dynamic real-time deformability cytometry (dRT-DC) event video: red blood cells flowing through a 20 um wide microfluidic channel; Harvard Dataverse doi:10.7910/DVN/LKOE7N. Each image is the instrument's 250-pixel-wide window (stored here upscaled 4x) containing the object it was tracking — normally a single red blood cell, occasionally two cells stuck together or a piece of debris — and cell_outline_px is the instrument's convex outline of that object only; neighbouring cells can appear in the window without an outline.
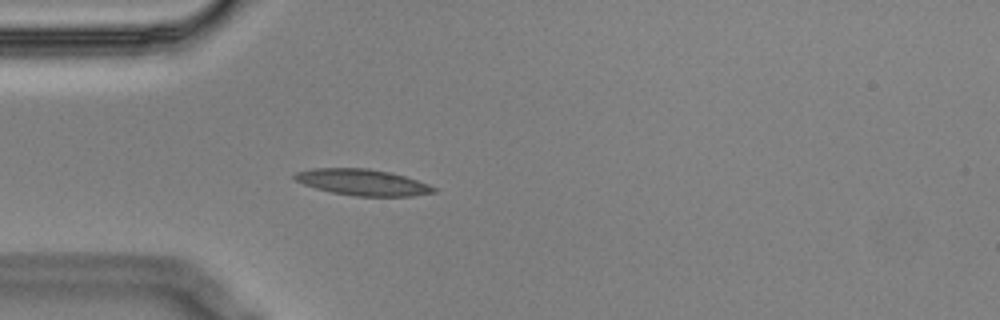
{"species": "Egyptian fruit bat (a non-hibernating species)", "species_latin": "Rousettus aegyptiacus", "temperature_condition": "cold", "stored_images_in_passage": 4, "camera_frame_rate_fps": 3000, "um_per_image_px": 0.085, "animal": {"sex": "male"}, "frame": {"image": 1, "passage_image": 4, "time_ms": 1.0, "image_size_px": [1000, 320], "cell_outline_px": [[436, 192], [412, 196], [352, 196], [332, 192], [316, 188], [304, 184], [296, 180], [292, 176], [296, 172], [312, 168], [368, 168], [392, 172], [428, 184], [436, 188]], "centroid_in_image_um": [30.82, 15.49], "position_along_channel_um": 54.2, "area_um2": 21.21}}